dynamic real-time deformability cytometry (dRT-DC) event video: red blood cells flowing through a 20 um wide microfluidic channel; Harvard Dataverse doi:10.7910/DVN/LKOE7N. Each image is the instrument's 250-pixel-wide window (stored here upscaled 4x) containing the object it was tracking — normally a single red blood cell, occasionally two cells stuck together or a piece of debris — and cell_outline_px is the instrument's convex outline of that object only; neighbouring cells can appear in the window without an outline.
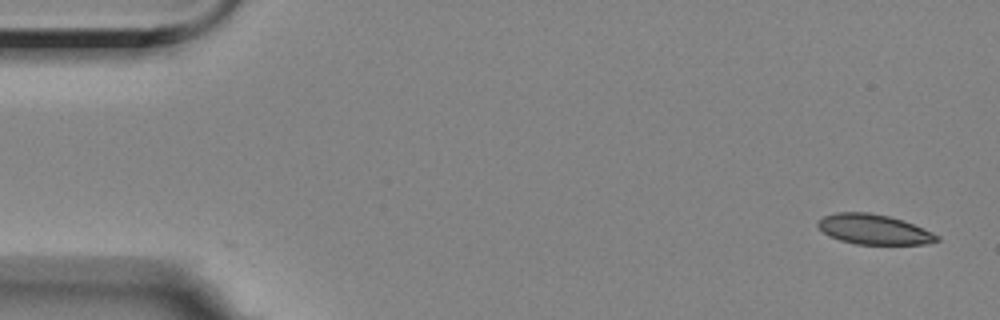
{"species": "Egyptian fruit bat (a non-hibernating species)", "species_latin": "Rousettus aegyptiacus", "temperature_condition": "room temperature", "stored_images_in_passage": 3, "camera_frame_rate_fps": 3000, "um_per_image_px": 0.085, "animal": {"sex": "female"}, "frame": {"image": 1, "passage_image": 1, "time_ms": 0.0, "image_size_px": [1000, 320], "cell_outline_px": [[940, 240], [924, 244], [856, 244], [840, 240], [828, 236], [816, 224], [816, 220], [824, 216], [836, 212], [868, 212], [888, 216], [912, 224], [932, 232], [940, 236]], "centroid_in_image_um": [74.23, 19.49], "position_along_channel_um": 10.8, "area_um2": 20.69}}